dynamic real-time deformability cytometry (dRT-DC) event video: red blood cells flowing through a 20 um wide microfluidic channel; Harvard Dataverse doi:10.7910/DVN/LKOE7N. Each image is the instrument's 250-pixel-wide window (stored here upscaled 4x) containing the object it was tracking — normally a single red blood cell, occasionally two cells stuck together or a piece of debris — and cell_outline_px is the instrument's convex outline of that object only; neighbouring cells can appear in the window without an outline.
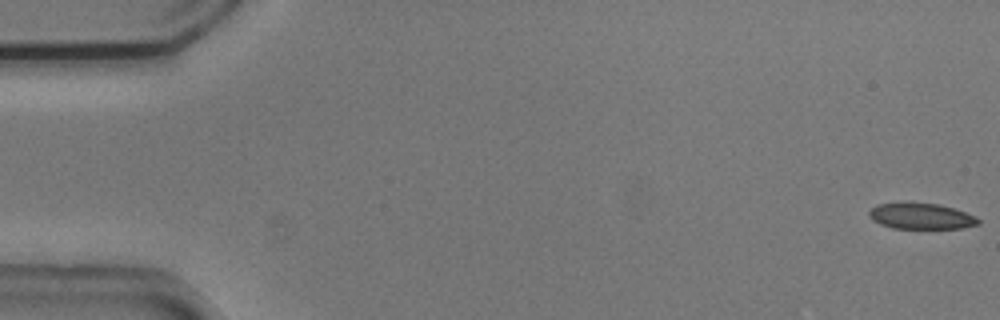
{"species": "common noctule bat (a hibernating species)", "species_latin": "Nyctalus noctula", "temperature_condition": "cold", "stored_images_in_passage": 52, "camera_frame_rate_fps": 3000, "um_per_image_px": 0.085, "animal": {"sex": "male", "body_mass_g": 20.5, "forearm_length_mm": 52.5}, "frame": {"image": 1, "passage_image": 1, "time_ms": 0.0, "image_size_px": [1000, 320], "cell_outline_px": [[980, 224], [960, 228], [892, 228], [880, 224], [872, 220], [868, 216], [868, 212], [876, 204], [940, 204], [976, 216], [980, 220]], "centroid_in_image_um": [78.29, 18.39], "position_along_channel_um": 6.7, "area_um2": 16.13}}
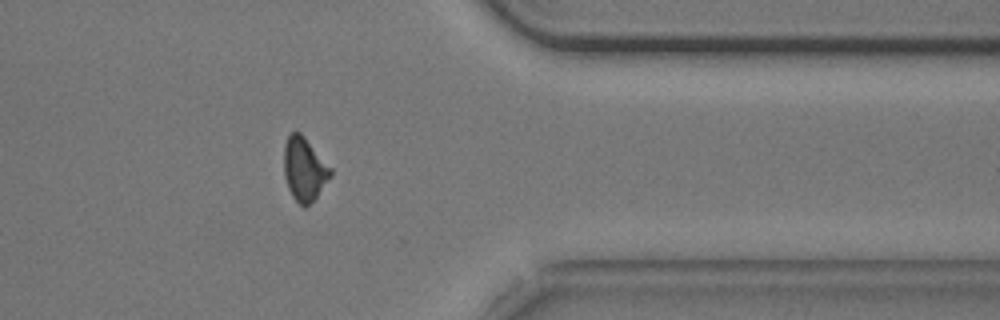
{"frame": {"image": 2, "passage_image": 44, "time_ms": 14.333, "image_size_px": [1000, 320], "cell_outline_px": [[332, 176], [316, 196], [304, 208], [292, 196], [288, 188], [284, 176], [284, 144], [288, 136], [292, 132], [300, 132], [304, 136], [332, 168]], "centroid_in_image_um": [25.87, 14.36], "position_along_channel_um": 385.5, "area_um2": 17.17}}
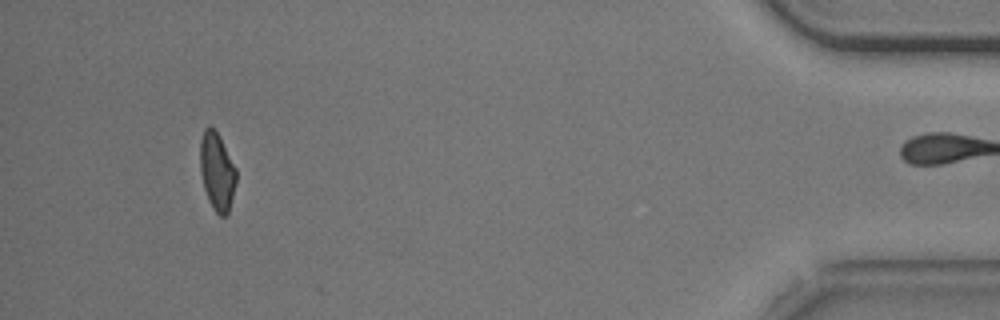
{"frame": {"image": 3, "passage_image": 51, "time_ms": 16.667, "image_size_px": [1000, 320], "cell_outline_px": [[236, 184], [228, 212], [224, 216], [220, 216], [212, 208], [208, 200], [204, 188], [200, 172], [200, 140], [204, 128], [212, 128], [220, 136], [236, 168]], "centroid_in_image_um": [18.44, 14.58], "position_along_channel_um": 416.8, "area_um2": 16.36}}